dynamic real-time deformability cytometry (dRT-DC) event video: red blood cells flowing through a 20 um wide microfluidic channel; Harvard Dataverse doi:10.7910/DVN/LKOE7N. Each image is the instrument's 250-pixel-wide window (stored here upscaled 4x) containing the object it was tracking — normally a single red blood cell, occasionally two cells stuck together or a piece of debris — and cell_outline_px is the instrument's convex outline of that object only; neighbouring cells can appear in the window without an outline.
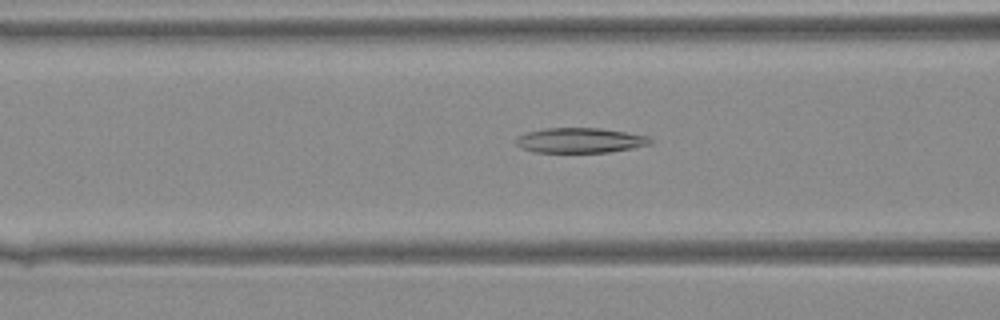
{"species": "Egyptian fruit bat (a non-hibernating species)", "species_latin": "Rousettus aegyptiacus", "temperature_condition": "warm", "stored_images_in_passage": 27, "camera_frame_rate_fps": 3000, "um_per_image_px": 0.085, "animal": {"sex": "female"}, "frame": {"image": 1, "passage_image": 10, "time_ms": 3.0, "image_size_px": [1000, 320], "cell_outline_px": [[652, 144], [632, 148], [608, 152], [536, 152], [520, 148], [516, 144], [516, 136], [528, 132], [544, 128], [600, 128], [648, 136], [652, 140]], "centroid_in_image_um": [49.29, 11.93], "position_along_channel_um": 117.3, "area_um2": 19.54}}
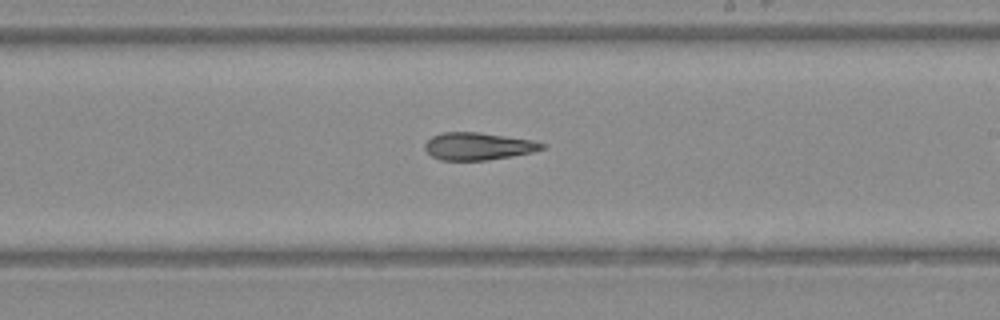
{"frame": {"image": 2, "passage_image": 18, "time_ms": 5.667, "image_size_px": [1000, 320], "cell_outline_px": [[544, 148], [532, 152], [512, 156], [484, 160], [440, 160], [432, 156], [424, 148], [424, 144], [432, 136], [444, 132], [480, 132], [532, 140], [544, 144]], "centroid_in_image_um": [40.61, 12.42], "position_along_channel_um": 248.4, "area_um2": 18.55}}
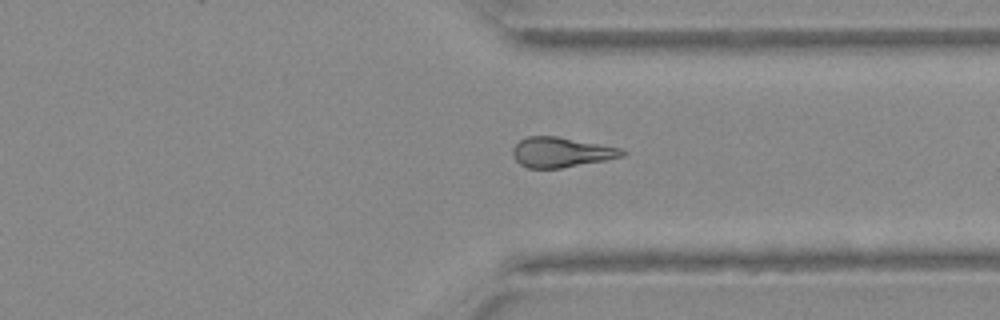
{"frame": {"image": 3, "passage_image": 25, "time_ms": 8.0, "image_size_px": [1000, 320], "cell_outline_px": [[628, 152], [624, 156], [604, 160], [560, 168], [528, 168], [520, 164], [516, 160], [512, 152], [512, 148], [520, 140], [528, 136], [556, 136], [620, 148]], "centroid_in_image_um": [47.68, 12.94], "position_along_channel_um": 363.7, "area_um2": 18.9}}